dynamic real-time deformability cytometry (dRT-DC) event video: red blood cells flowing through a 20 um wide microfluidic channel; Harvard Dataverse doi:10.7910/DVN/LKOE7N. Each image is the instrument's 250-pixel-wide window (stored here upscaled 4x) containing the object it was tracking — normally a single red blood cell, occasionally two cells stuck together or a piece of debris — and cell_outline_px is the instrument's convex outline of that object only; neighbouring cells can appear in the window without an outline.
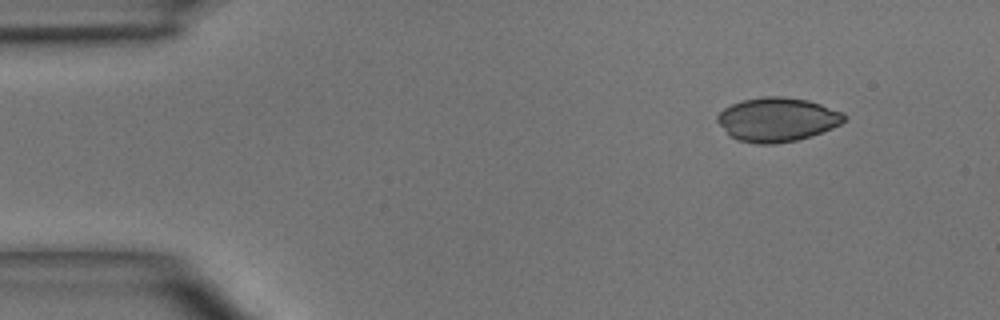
{"species": "common noctule bat (a hibernating species)", "species_latin": "Nyctalus noctula", "temperature_condition": "room temperature", "stored_images_in_passage": 4, "camera_frame_rate_fps": 3000, "um_per_image_px": 0.085, "animal": {"sex": "male", "body_mass_g": 15.6}, "frame": {"image": 1, "passage_image": 1, "time_ms": 0.0, "image_size_px": [1000, 320], "cell_outline_px": [[848, 120], [832, 128], [812, 136], [796, 140], [776, 144], [756, 144], [736, 140], [728, 136], [716, 120], [716, 116], [724, 108], [732, 104], [744, 100], [764, 96], [780, 96], [808, 100], [844, 112], [848, 116]], "centroid_in_image_um": [66.07, 10.17], "position_along_channel_um": 18.9, "area_um2": 32.89}}